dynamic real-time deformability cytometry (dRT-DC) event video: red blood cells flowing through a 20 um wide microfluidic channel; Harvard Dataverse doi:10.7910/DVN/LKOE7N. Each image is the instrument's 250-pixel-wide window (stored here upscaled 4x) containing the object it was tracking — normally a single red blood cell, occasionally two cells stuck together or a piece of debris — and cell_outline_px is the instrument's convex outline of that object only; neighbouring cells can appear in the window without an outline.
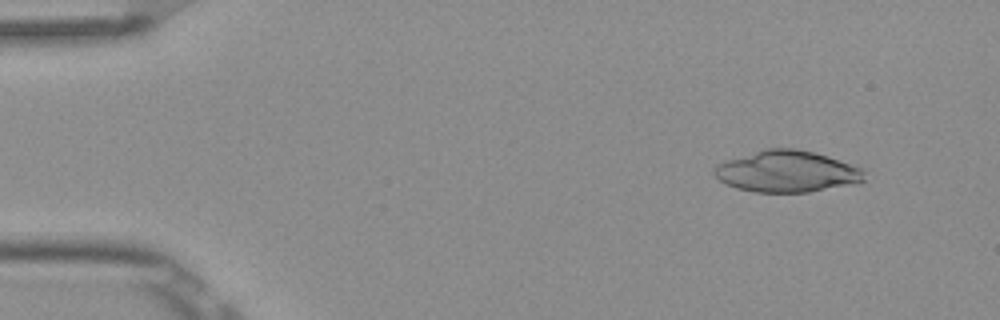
{"species": "Egyptian fruit bat (a non-hibernating species)", "species_latin": "Rousettus aegyptiacus", "temperature_condition": "room temperature", "stored_images_in_passage": 5, "camera_frame_rate_fps": 3000, "um_per_image_px": 0.085, "frame": {"image": 1, "passage_image": 2, "time_ms": 0.333, "image_size_px": [1000, 320], "cell_outline_px": [[864, 180], [860, 184], [808, 192], [756, 192], [736, 188], [724, 184], [712, 172], [712, 168], [716, 164], [764, 148], [796, 148], [828, 156], [864, 168]], "centroid_in_image_um": [66.92, 14.58], "position_along_channel_um": 18.1, "area_um2": 36.65}}